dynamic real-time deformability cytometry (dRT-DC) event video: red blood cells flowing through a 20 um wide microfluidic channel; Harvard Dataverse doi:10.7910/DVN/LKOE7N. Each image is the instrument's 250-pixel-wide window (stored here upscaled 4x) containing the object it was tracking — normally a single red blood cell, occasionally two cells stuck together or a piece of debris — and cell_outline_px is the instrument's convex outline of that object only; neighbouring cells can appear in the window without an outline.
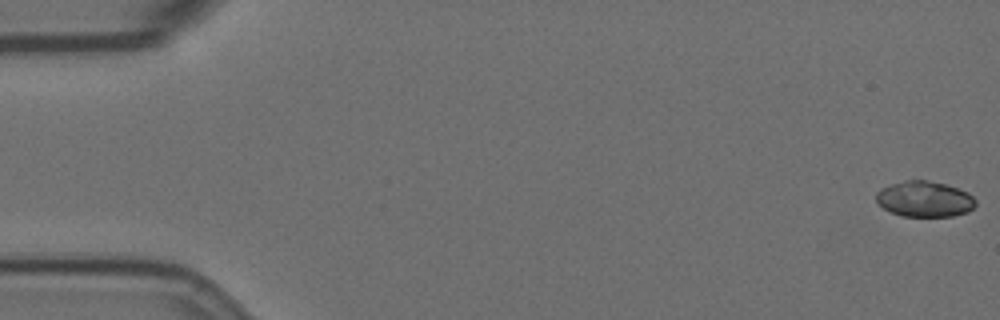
{"species": "Egyptian fruit bat (a non-hibernating species)", "species_latin": "Rousettus aegyptiacus", "temperature_condition": "room temperature", "stored_images_in_passage": 58, "camera_frame_rate_fps": 3000, "um_per_image_px": 0.085, "animal": {"sex": "female"}, "frame": {"image": 1, "passage_image": 1, "time_ms": 0.0, "image_size_px": [1000, 320], "cell_outline_px": [[976, 204], [968, 212], [952, 216], [900, 216], [884, 208], [876, 200], [876, 192], [880, 188], [904, 180], [928, 180], [944, 184], [968, 192], [976, 200]], "centroid_in_image_um": [78.58, 16.92], "position_along_channel_um": 6.4, "area_um2": 20.63}}
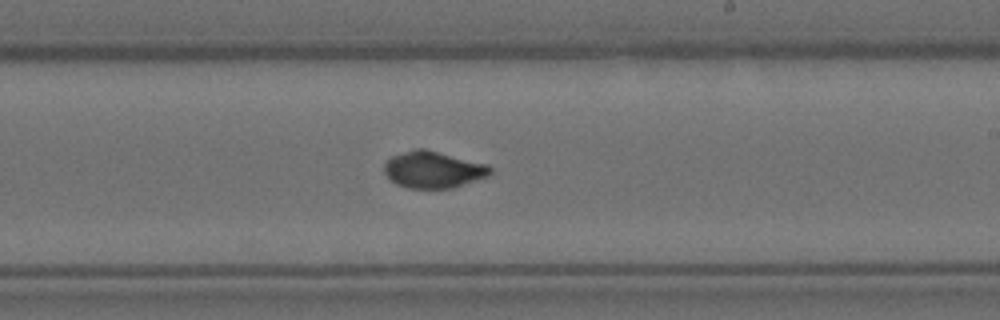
{"frame": {"image": 2, "passage_image": 34, "time_ms": 11.0, "image_size_px": [1000, 320], "cell_outline_px": [[492, 172], [488, 176], [452, 188], [408, 188], [396, 184], [384, 172], [384, 164], [392, 156], [416, 148], [424, 148], [488, 164], [492, 168]], "centroid_in_image_um": [36.84, 14.41], "position_along_channel_um": 252.2, "area_um2": 22.6}}
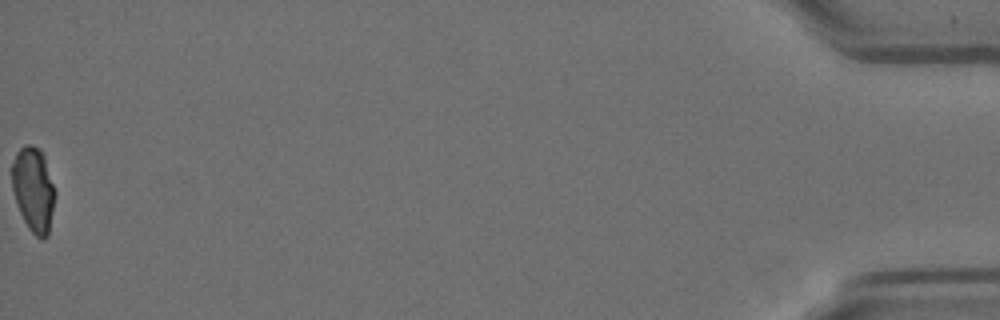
{"frame": {"image": 3, "passage_image": 58, "time_ms": 19.0, "image_size_px": [1000, 320], "cell_outline_px": [[56, 192], [48, 236], [44, 240], [40, 240], [28, 228], [16, 204], [12, 188], [12, 164], [16, 152], [24, 144], [32, 144], [40, 148], [44, 156]], "centroid_in_image_um": [2.85, 16.1], "position_along_channel_um": 432.4, "area_um2": 21.5}, "authors_computed_cell_mechanics": {"area_um2": 21.964, "velocity_mm_per_s": 3.5419, "shape_relaxation_time_tau1_ms": 9.8068, "shape_relaxation_time_tau2_ms": null, "deformation_change_tau1": 0.2165, "deformation_change_tau2": null}}